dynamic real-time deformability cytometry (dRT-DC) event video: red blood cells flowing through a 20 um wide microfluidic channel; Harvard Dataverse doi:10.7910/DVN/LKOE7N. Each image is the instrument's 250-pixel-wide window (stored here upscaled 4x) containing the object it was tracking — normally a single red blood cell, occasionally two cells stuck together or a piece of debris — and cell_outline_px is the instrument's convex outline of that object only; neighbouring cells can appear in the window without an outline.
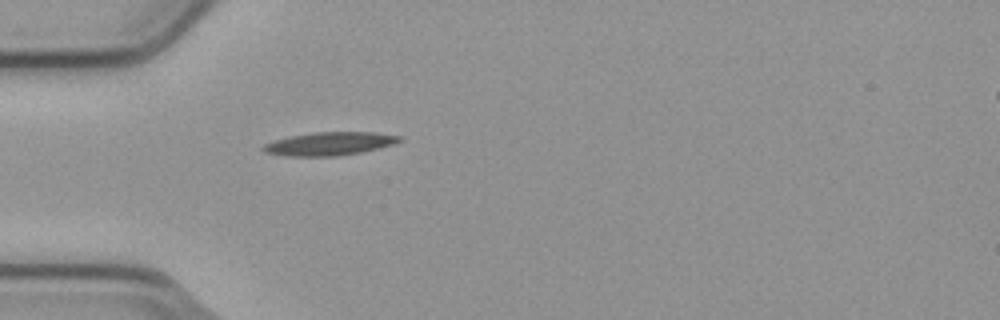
{"species": "common noctule bat (a hibernating species)", "species_latin": "Nyctalus noctula", "temperature_condition": "cold", "stored_images_in_passage": 4, "camera_frame_rate_fps": 3000, "um_per_image_px": 0.085, "animal": {"sex": "male", "body_mass_g": 23.1, "forearm_length_mm": 52.7}, "frame": {"image": 1, "passage_image": 4, "time_ms": 1.0, "image_size_px": [1000, 320], "cell_outline_px": [[400, 140], [392, 144], [360, 152], [336, 156], [284, 156], [264, 152], [260, 148], [264, 144], [288, 136], [312, 132], [376, 132], [400, 136]], "centroid_in_image_um": [27.93, 12.21], "position_along_channel_um": 57.1, "area_um2": 18.32}}